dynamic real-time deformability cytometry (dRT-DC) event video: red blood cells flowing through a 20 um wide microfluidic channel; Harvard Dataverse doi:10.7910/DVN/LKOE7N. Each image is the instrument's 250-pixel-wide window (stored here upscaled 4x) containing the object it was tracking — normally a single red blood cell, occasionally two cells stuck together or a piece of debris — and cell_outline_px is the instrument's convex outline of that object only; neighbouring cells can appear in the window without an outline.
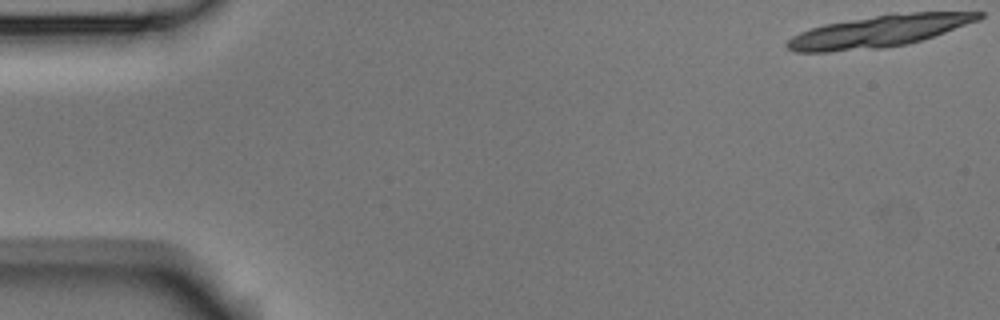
{"species": "Egyptian fruit bat (a non-hibernating species)", "species_latin": "Rousettus aegyptiacus", "temperature_condition": "room temperature", "stored_images_in_passage": 6, "camera_frame_rate_fps": 3000, "um_per_image_px": 0.085, "animal": {"sex": "male"}, "frame": {"image": 1, "passage_image": 1, "time_ms": 0.0, "image_size_px": [1000, 320], "cell_outline_px": [[984, 16], [980, 20], [908, 44], [884, 48], [828, 52], [796, 52], [788, 48], [784, 44], [792, 36], [800, 32], [824, 24], [892, 12], [984, 12]], "centroid_in_image_um": [74.7, 2.65], "position_along_channel_um": 10.3, "area_um2": 35.66}}
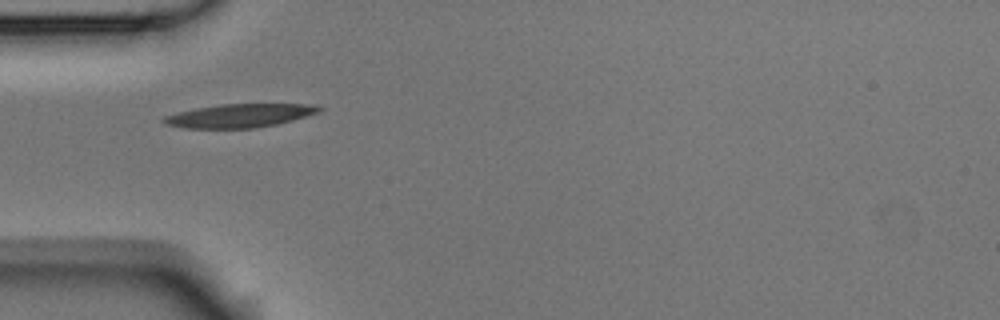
{"frame": {"image": 2, "passage_image": 5, "time_ms": 1.333, "image_size_px": [1000, 320], "cell_outline_px": [[324, 108], [320, 112], [292, 120], [276, 124], [252, 128], [184, 128], [164, 124], [160, 120], [164, 116], [176, 112], [196, 108], [220, 104], [308, 104]], "centroid_in_image_um": [20.31, 9.83], "position_along_channel_um": 64.7, "area_um2": 21.27}}
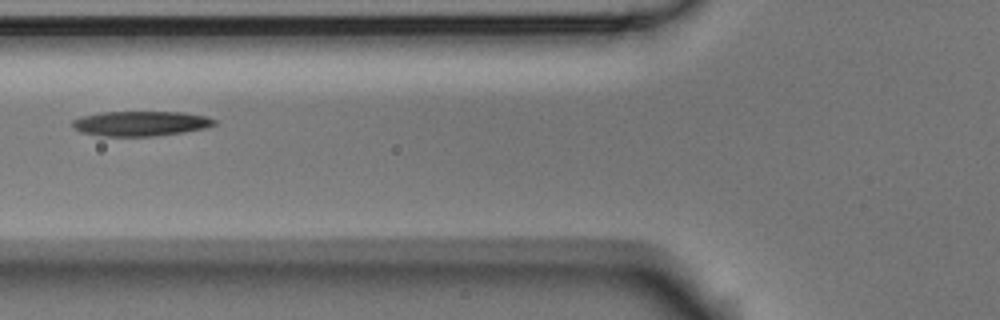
{"frame": {"image": 3, "passage_image": 6, "time_ms": 1.667, "image_size_px": [1000, 320], "cell_outline_px": [[216, 124], [208, 128], [184, 132], [156, 136], [100, 136], [80, 132], [72, 128], [72, 120], [80, 116], [100, 112], [184, 112], [208, 116], [216, 120]], "centroid_in_image_um": [11.96, 10.5], "position_along_channel_um": 113.8, "area_um2": 20.98}}